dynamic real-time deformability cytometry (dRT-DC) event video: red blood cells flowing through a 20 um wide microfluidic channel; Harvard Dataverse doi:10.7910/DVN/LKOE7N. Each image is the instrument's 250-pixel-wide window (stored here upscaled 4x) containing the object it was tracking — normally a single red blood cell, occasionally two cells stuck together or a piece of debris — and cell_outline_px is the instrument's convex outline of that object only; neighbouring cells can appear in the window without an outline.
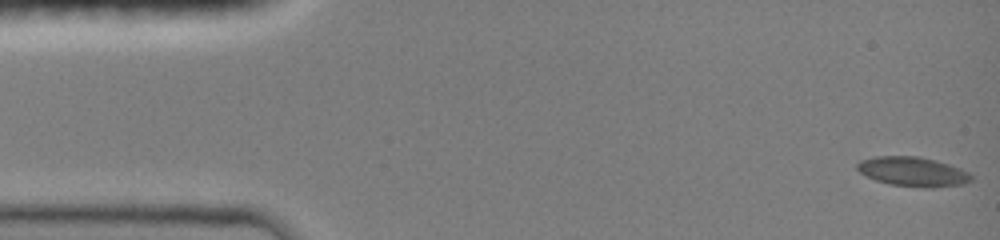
{"species": "common noctule bat (a hibernating species)", "species_latin": "Nyctalus noctula", "temperature_condition": "room temperature", "stored_images_in_passage": 48, "camera_frame_rate_fps": 3000, "um_per_image_px": 0.085, "animal": {"sex": "female", "body_mass_g": 19.0, "forearm_length_mm": 51.5}, "frame": {"image": 1, "passage_image": 1, "time_ms": 0.0, "image_size_px": [1000, 240], "cell_outline_px": [[972, 180], [964, 184], [932, 188], [924, 188], [888, 184], [876, 180], [860, 172], [856, 168], [856, 164], [860, 160], [876, 156], [920, 156], [936, 160], [960, 168], [968, 172], [972, 176]], "centroid_in_image_um": [77.6, 14.59], "position_along_channel_um": 7.4, "area_um2": 19.71}}
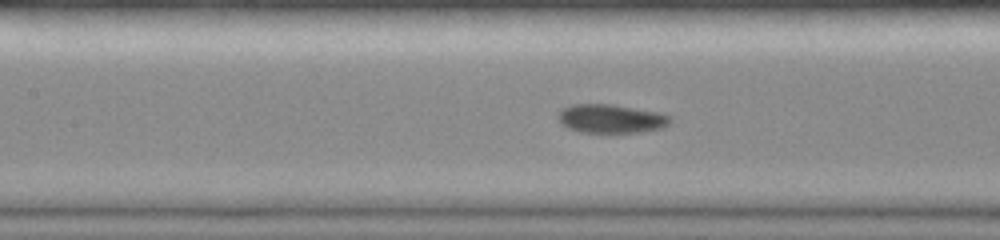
{"frame": {"image": 2, "passage_image": 21, "time_ms": 6.667, "image_size_px": [1000, 240], "cell_outline_px": [[672, 120], [664, 128], [640, 132], [580, 132], [568, 128], [560, 124], [560, 108], [572, 104], [612, 104], [660, 112], [672, 116]], "centroid_in_image_um": [51.97, 10.08], "position_along_channel_um": 155.4, "area_um2": 18.9}}
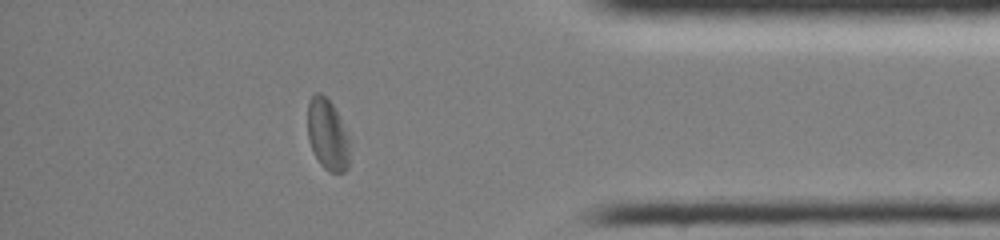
{"frame": {"image": 3, "passage_image": 41, "time_ms": 13.333, "image_size_px": [1000, 240], "cell_outline_px": [[348, 168], [344, 172], [328, 172], [320, 164], [308, 140], [308, 100], [316, 92], [320, 92], [328, 96], [340, 120], [348, 144]], "centroid_in_image_um": [27.79, 11.42], "position_along_channel_um": 407.4, "area_um2": 17.05}, "authors_computed_cell_mechanics": {"area_um2": 18.8428, "velocity_mm_per_s": 4.0125, "shape_relaxation_time_tau1_ms": 6.3438, "shape_relaxation_time_tau2_ms": 1.7409, "deformation_change_tau1": 0.1752, "deformation_change_tau2": 0.0395}}